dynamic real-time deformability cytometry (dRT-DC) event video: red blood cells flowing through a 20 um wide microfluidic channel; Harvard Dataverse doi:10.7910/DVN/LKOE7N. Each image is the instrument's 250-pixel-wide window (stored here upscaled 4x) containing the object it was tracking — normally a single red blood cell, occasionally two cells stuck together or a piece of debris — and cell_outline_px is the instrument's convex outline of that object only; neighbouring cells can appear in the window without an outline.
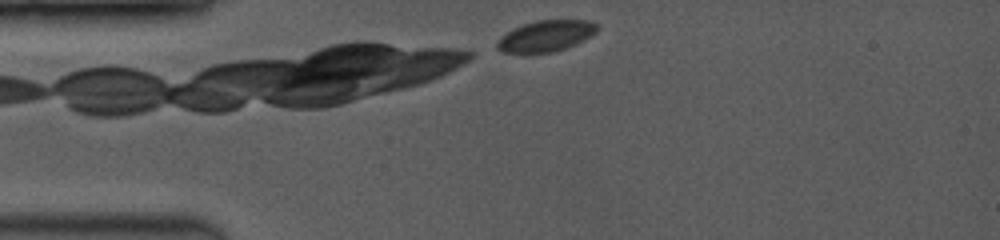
{"species": "common noctule bat (a hibernating species)", "species_latin": "Nyctalus noctula", "temperature_condition": "room temperature", "stored_images_in_passage": 6, "camera_frame_rate_fps": 3500, "um_per_image_px": 0.085, "animal": {"sex": "female", "body_mass_g": 19.0, "forearm_length_mm": 53.3}, "frame": {"image": 1, "passage_image": 1, "time_ms": 0.0, "image_size_px": [1000, 240], "cell_outline_px": [[596, 32], [564, 48], [552, 52], [504, 52], [496, 48], [496, 44], [500, 36], [512, 28], [536, 20], [588, 20], [596, 24]], "centroid_in_image_um": [46.32, 3.04], "position_along_channel_um": 38.7, "area_um2": 17.63}}
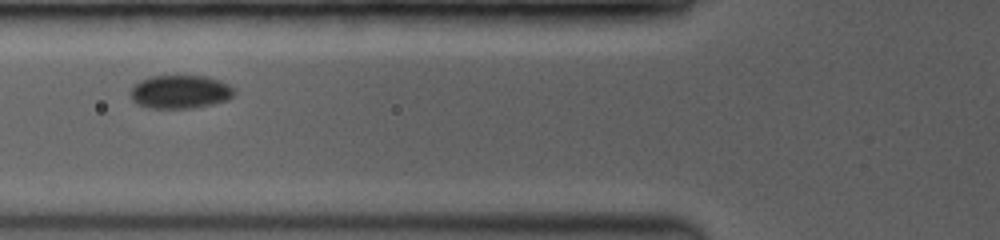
{"frame": {"image": 2, "passage_image": 4, "time_ms": 2.571, "image_size_px": [1000, 240], "cell_outline_px": [[236, 92], [228, 100], [196, 108], [148, 108], [136, 104], [132, 100], [132, 88], [140, 80], [148, 76], [204, 76], [220, 80], [228, 84]], "centroid_in_image_um": [15.32, 7.81], "position_along_channel_um": 110.5, "area_um2": 20.23}}
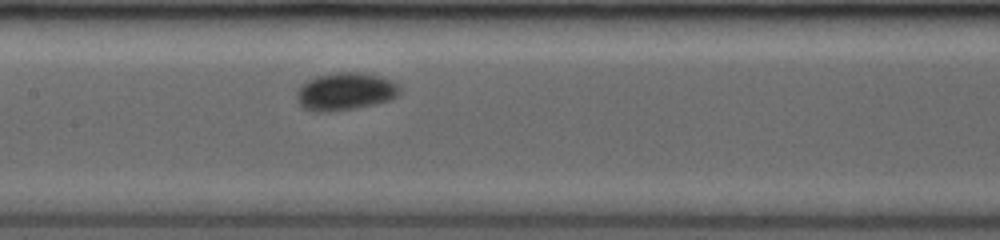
{"frame": {"image": 3, "passage_image": 6, "time_ms": 4.286, "image_size_px": [1000, 240], "cell_outline_px": [[400, 92], [396, 96], [388, 100], [376, 104], [356, 108], [328, 112], [312, 112], [300, 108], [296, 100], [296, 92], [300, 84], [316, 76], [336, 72], [364, 72], [380, 76], [392, 80], [400, 88]], "centroid_in_image_um": [29.29, 7.78], "position_along_channel_um": 178.1, "area_um2": 23.06}}